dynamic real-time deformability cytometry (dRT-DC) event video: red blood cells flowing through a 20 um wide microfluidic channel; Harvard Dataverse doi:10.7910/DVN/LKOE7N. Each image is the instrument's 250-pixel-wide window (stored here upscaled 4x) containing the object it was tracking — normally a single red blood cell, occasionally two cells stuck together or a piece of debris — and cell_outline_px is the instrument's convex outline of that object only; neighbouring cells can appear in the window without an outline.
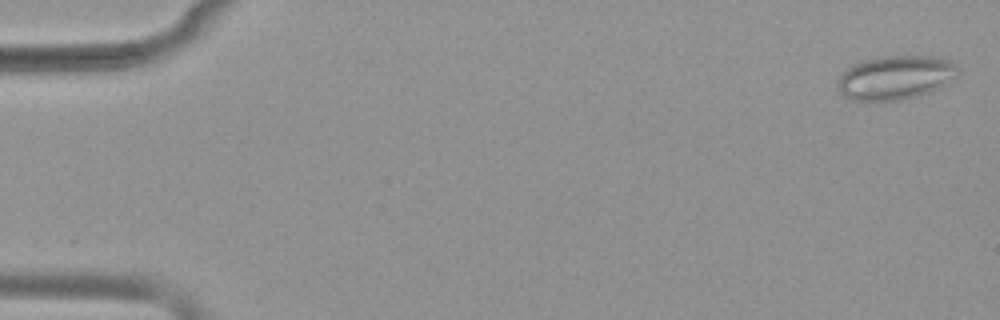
{"species": "common noctule bat (a hibernating species)", "species_latin": "Nyctalus noctula", "temperature_condition": "warm", "stored_images_in_passage": 53, "camera_frame_rate_fps": 3000, "um_per_image_px": 0.085, "animal": {"sex": "female", "body_mass_g": 19.9}, "frame": {"image": 1, "passage_image": 2, "time_ms": 0.333, "image_size_px": [1000, 320], "cell_outline_px": [[960, 72], [956, 76], [940, 88], [916, 96], [900, 100], [852, 100], [844, 96], [836, 88], [836, 84], [844, 68], [864, 60], [880, 56], [932, 56], [948, 60], [956, 64], [960, 68]], "centroid_in_image_um": [76.1, 6.58], "position_along_channel_um": 8.9, "area_um2": 30.98}}
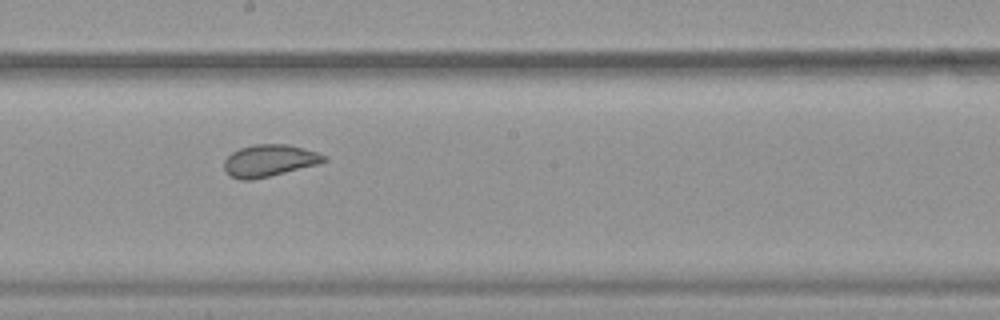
{"frame": {"image": 2, "passage_image": 30, "time_ms": 9.667, "image_size_px": [1000, 320], "cell_outline_px": [[328, 160], [320, 164], [252, 180], [240, 180], [228, 176], [224, 172], [224, 160], [232, 152], [240, 148], [256, 144], [288, 144], [316, 152], [328, 156]], "centroid_in_image_um": [22.88, 13.66], "position_along_channel_um": 225.3, "area_um2": 18.79}}
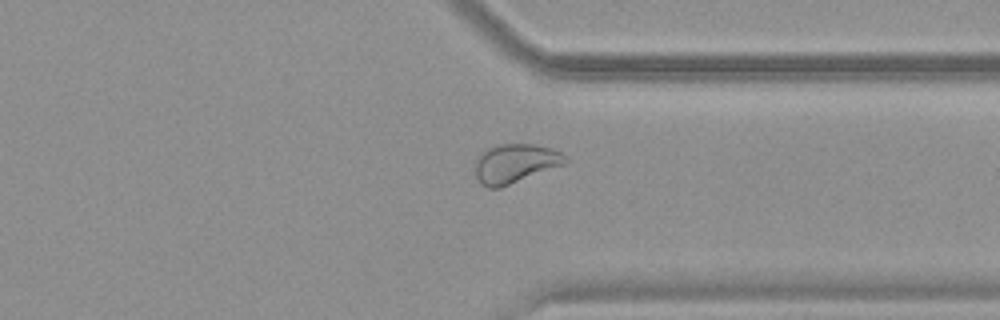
{"frame": {"image": 3, "passage_image": 41, "time_ms": 13.333, "image_size_px": [1000, 320], "cell_outline_px": [[568, 160], [564, 164], [500, 188], [488, 188], [480, 184], [476, 176], [476, 160], [484, 148], [496, 144], [532, 144], [552, 148], [560, 152]], "centroid_in_image_um": [43.75, 13.88], "position_along_channel_um": 367.7, "area_um2": 20.52}, "authors_computed_cell_mechanics": {"area_um2": 23.6402, "velocity_mm_per_s": 3.8836, "shape_relaxation_time_tau1_ms": null, "shape_relaxation_time_tau2_ms": 0.7914, "deformation_change_tau1": null, "deformation_change_tau2": 0.045}}